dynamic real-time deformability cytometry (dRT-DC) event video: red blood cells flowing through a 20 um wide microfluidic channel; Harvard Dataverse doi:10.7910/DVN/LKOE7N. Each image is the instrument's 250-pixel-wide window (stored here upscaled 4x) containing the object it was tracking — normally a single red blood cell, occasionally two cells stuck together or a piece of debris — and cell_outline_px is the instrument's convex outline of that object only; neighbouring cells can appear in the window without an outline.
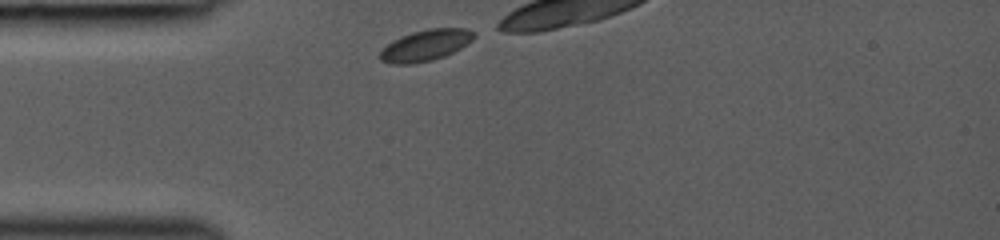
{"species": "common noctule bat (a hibernating species)", "species_latin": "Nyctalus noctula", "temperature_condition": "room temperature", "stored_images_in_passage": 4, "camera_frame_rate_fps": 3000, "um_per_image_px": 0.085, "animal": {"sex": "female", "body_mass_g": 19.0, "forearm_length_mm": 53.3}, "frame": {"image": 1, "passage_image": 1, "time_ms": 0.0, "image_size_px": [1000, 240], "cell_outline_px": [[476, 36], [472, 40], [460, 48], [444, 56], [432, 60], [412, 64], [392, 64], [380, 60], [376, 56], [392, 40], [412, 32], [428, 28], [468, 28], [476, 32]], "centroid_in_image_um": [36.17, 3.85], "position_along_channel_um": 48.8, "area_um2": 17.17}}